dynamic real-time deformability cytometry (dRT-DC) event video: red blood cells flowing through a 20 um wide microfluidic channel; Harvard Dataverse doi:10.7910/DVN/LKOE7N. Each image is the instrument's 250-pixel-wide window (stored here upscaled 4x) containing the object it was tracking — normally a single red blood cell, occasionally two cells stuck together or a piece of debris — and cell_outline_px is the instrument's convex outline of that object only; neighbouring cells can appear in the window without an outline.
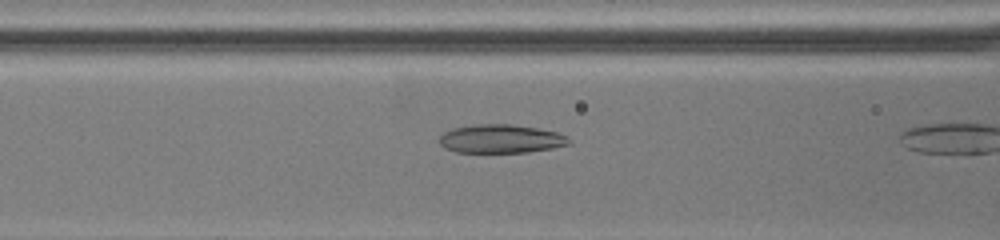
{"species": "common noctule bat (a hibernating species)", "species_latin": "Nyctalus noctula", "temperature_condition": "warm", "stored_images_in_passage": 7, "camera_frame_rate_fps": 3000, "um_per_image_px": 0.085, "animal": {"sex": "female", "body_mass_g": 19.5, "forearm_length_mm": 54.1}, "frame": {"image": 1, "passage_image": 6, "time_ms": 4.333, "image_size_px": [1000, 240], "cell_outline_px": [[572, 144], [552, 148], [528, 152], [456, 152], [444, 148], [436, 140], [444, 132], [452, 128], [472, 124], [512, 124], [536, 128], [556, 132], [568, 136], [572, 140]], "centroid_in_image_um": [42.56, 11.8], "position_along_channel_um": 124.0, "area_um2": 21.85}}